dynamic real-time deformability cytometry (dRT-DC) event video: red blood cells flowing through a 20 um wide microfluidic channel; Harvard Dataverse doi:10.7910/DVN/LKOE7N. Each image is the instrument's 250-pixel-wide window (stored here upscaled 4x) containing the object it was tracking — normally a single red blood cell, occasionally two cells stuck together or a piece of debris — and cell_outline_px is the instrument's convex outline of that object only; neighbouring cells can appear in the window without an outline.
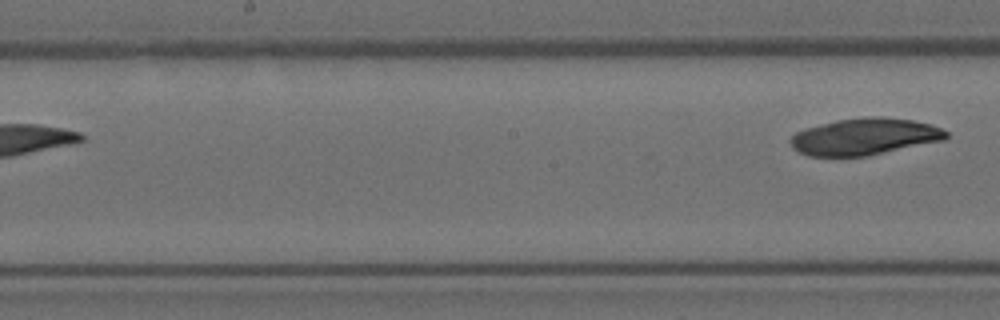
{"species": "Egyptian fruit bat (a non-hibernating species)", "species_latin": "Rousettus aegyptiacus", "temperature_condition": "room temperature", "stored_images_in_passage": 5, "segment_of_instrument_passage": [2, 2], "camera_frame_rate_fps": 3000, "um_per_image_px": 0.085, "animal": {"sex": "female"}, "frame": {"image": 1, "passage_image": 5, "time_ms": 4.667, "image_size_px": [1000, 320], "cell_outline_px": [[948, 136], [944, 140], [868, 156], [808, 156], [792, 148], [788, 140], [796, 132], [804, 128], [836, 120], [868, 116], [880, 116], [912, 120], [928, 124], [940, 128], [948, 132]], "centroid_in_image_um": [73.45, 11.61], "position_along_channel_um": 174.7, "area_um2": 33.41}}